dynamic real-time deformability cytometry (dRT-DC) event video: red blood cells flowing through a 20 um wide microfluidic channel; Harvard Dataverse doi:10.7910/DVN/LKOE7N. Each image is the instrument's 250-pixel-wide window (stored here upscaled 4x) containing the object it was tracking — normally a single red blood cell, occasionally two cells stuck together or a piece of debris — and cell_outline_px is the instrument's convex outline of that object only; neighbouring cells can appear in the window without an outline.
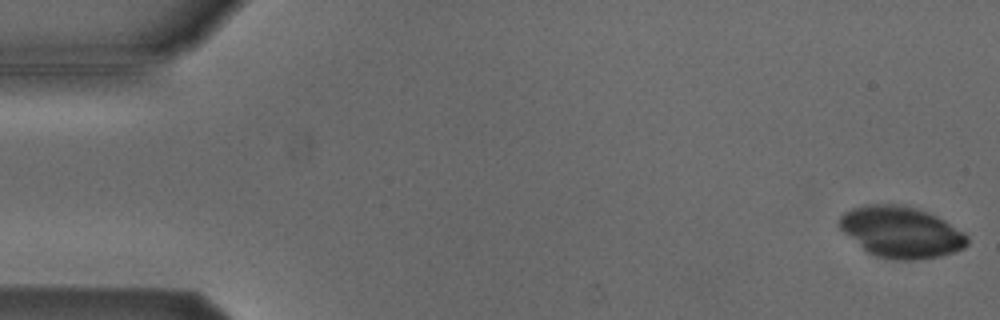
{"species": "Egyptian fruit bat (a non-hibernating species)", "species_latin": "Rousettus aegyptiacus", "temperature_condition": "cold", "stored_images_in_passage": 12, "camera_frame_rate_fps": 3000, "um_per_image_px": 0.085, "animal": {"sex": "male"}, "frame": {"image": 1, "passage_image": 1, "time_ms": 0.0, "image_size_px": [1000, 320], "cell_outline_px": [[968, 244], [964, 248], [940, 256], [916, 260], [896, 260], [876, 256], [868, 252], [844, 232], [836, 224], [840, 216], [844, 212], [852, 208], [864, 204], [904, 204], [928, 212], [944, 220], [964, 232], [968, 236]], "centroid_in_image_um": [76.59, 19.71], "position_along_channel_um": 8.4, "area_um2": 38.26}}
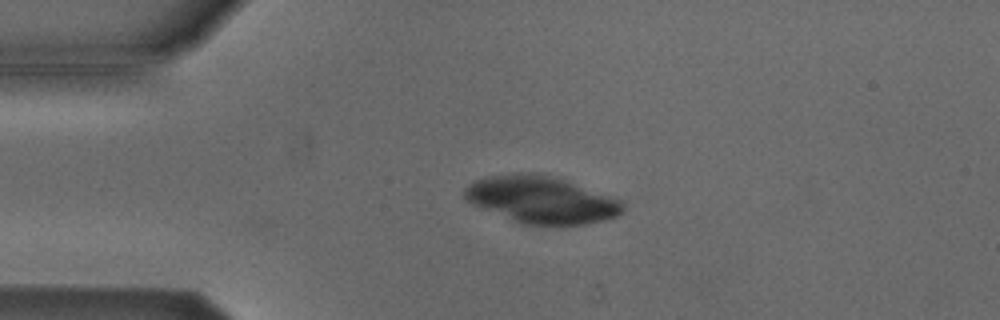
{"frame": {"image": 2, "passage_image": 12, "time_ms": 3.667, "image_size_px": [1000, 320], "cell_outline_px": [[624, 208], [616, 216], [604, 220], [584, 224], [520, 224], [472, 204], [464, 196], [464, 188], [468, 184], [476, 180], [492, 176], [548, 176], [564, 180], [624, 200]], "centroid_in_image_um": [46.06, 17.03], "position_along_channel_um": 38.9, "area_um2": 41.96}}